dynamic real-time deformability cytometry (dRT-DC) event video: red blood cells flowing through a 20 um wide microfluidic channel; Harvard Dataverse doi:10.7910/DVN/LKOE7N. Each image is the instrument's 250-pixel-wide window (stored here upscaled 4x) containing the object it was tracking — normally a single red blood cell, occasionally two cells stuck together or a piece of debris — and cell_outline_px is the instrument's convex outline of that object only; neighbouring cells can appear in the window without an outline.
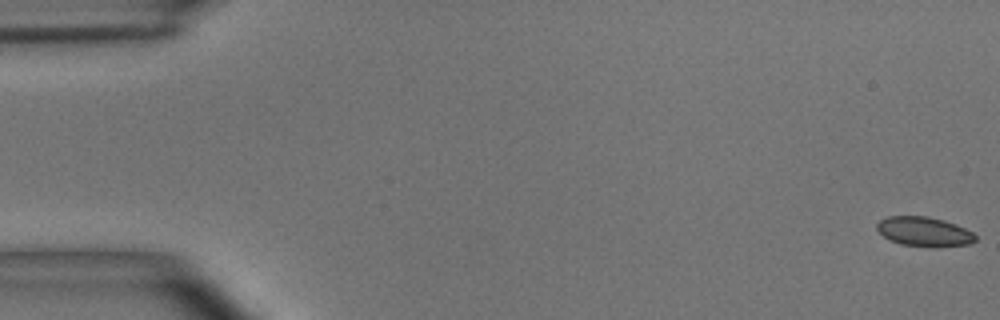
{"species": "common noctule bat (a hibernating species)", "species_latin": "Nyctalus noctula", "temperature_condition": "room temperature", "stored_images_in_passage": 6, "camera_frame_rate_fps": 3000, "um_per_image_px": 0.085, "animal": {"sex": "male", "body_mass_g": 15.6}, "frame": {"image": 1, "passage_image": 1, "time_ms": 0.0, "image_size_px": [1000, 320], "cell_outline_px": [[976, 240], [968, 244], [936, 248], [900, 244], [888, 240], [876, 228], [876, 224], [880, 220], [888, 216], [928, 216], [944, 220], [956, 224], [972, 232], [976, 236]], "centroid_in_image_um": [78.54, 19.7], "position_along_channel_um": 6.5, "area_um2": 17.11}}